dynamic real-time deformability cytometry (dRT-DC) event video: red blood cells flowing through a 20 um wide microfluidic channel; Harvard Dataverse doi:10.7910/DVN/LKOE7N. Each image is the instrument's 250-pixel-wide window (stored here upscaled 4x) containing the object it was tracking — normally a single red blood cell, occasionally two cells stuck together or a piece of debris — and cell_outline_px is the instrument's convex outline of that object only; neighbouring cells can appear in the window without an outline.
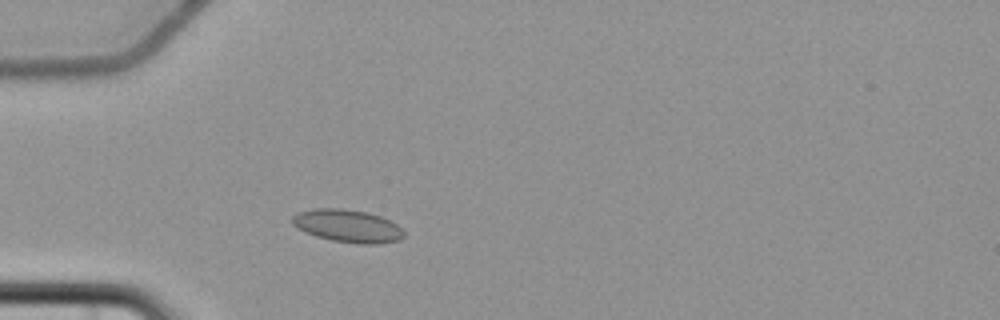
{"species": "common noctule bat (a hibernating species)", "species_latin": "Nyctalus noctula", "temperature_condition": "cold", "stored_images_in_passage": 3, "camera_frame_rate_fps": 3000, "um_per_image_px": 0.085, "animal": {"sex": "female", "body_mass_g": 22.7, "forearm_length_mm": 54.2}, "frame": {"image": 1, "passage_image": 3, "time_ms": 2.667, "image_size_px": [1000, 320], "cell_outline_px": [[404, 236], [400, 240], [380, 244], [360, 244], [332, 240], [316, 236], [304, 232], [296, 228], [292, 224], [292, 216], [296, 212], [312, 208], [344, 208], [368, 212], [380, 216], [396, 224], [404, 232]], "centroid_in_image_um": [29.51, 19.19], "position_along_channel_um": 55.5, "area_um2": 21.56}}